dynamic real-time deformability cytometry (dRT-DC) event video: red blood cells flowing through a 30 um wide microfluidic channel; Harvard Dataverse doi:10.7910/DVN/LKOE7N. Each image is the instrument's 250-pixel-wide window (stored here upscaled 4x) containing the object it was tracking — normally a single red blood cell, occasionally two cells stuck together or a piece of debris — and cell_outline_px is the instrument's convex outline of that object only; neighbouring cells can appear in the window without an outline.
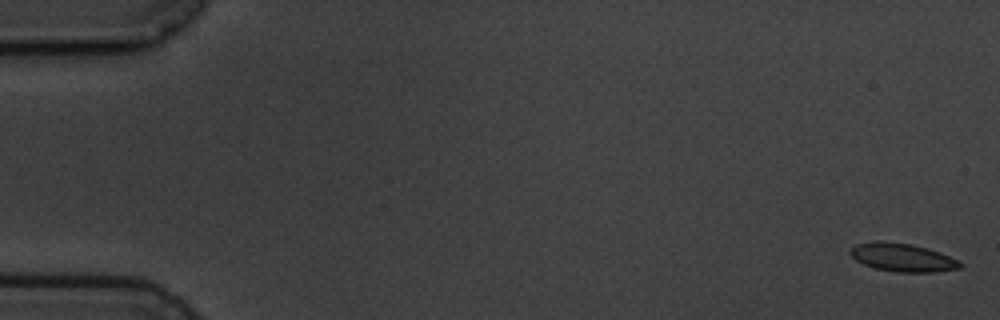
{"species": "common noctule bat (a hibernating species)", "species_latin": "Nyctalus noctula", "temperature_condition": "cold", "stored_images_in_passage": 7, "camera_frame_rate_fps": 3000, "um_per_image_px": 0.085, "animal": {"sex": "male", "body_mass_g": 19.5, "forearm_length_mm": 54.6}, "frame": {"image": 1, "passage_image": 1, "time_ms": 0.0, "image_size_px": [1000, 320], "cell_outline_px": [[960, 268], [936, 272], [896, 272], [876, 268], [864, 264], [856, 260], [848, 252], [856, 244], [912, 244], [928, 248], [940, 252], [960, 260]], "centroid_in_image_um": [76.8, 21.93], "position_along_channel_um": 8.2, "area_um2": 17.28}}
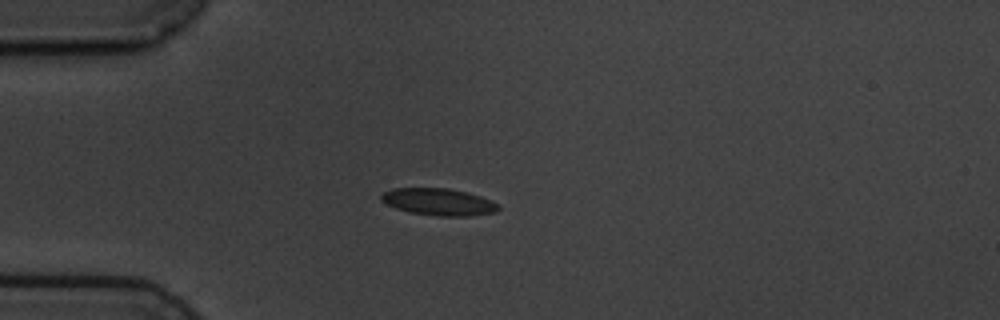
{"frame": {"image": 2, "passage_image": 5, "time_ms": 4.667, "image_size_px": [1000, 320], "cell_outline_px": [[500, 208], [496, 212], [472, 216], [436, 216], [408, 212], [396, 208], [380, 200], [380, 196], [384, 192], [392, 188], [448, 188], [468, 192], [480, 196], [496, 204]], "centroid_in_image_um": [37.26, 17.16], "position_along_channel_um": 47.7, "area_um2": 18.44}}
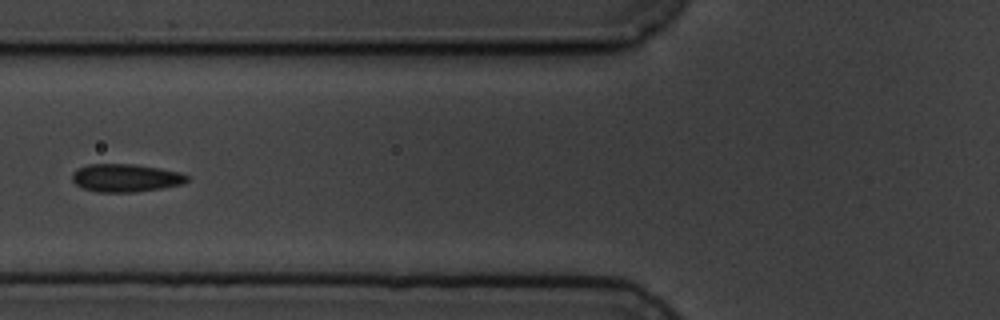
{"frame": {"image": 3, "passage_image": 7, "time_ms": 7.0, "image_size_px": [1000, 320], "cell_outline_px": [[188, 180], [184, 184], [136, 192], [96, 192], [84, 188], [76, 184], [72, 180], [72, 172], [76, 168], [88, 164], [136, 164], [160, 168], [180, 172], [188, 176]], "centroid_in_image_um": [10.67, 15.11], "position_along_channel_um": 115.1, "area_um2": 18.84}}